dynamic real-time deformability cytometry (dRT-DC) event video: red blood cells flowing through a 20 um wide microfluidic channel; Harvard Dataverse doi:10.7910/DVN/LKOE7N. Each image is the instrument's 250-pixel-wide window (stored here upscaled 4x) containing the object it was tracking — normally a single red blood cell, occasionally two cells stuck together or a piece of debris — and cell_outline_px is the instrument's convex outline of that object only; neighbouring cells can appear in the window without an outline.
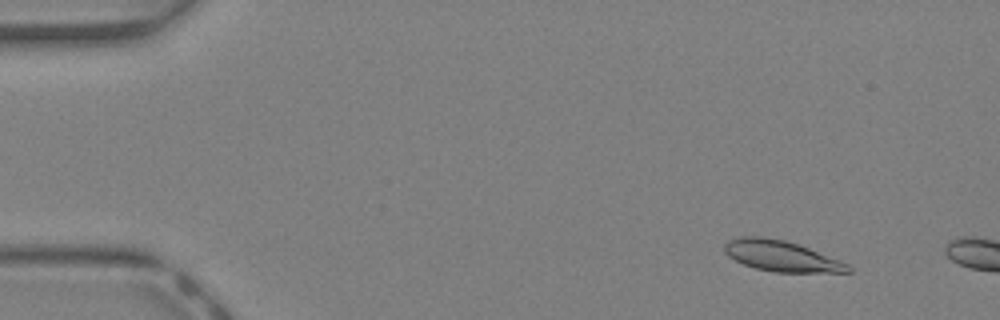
{"species": "Egyptian fruit bat (a non-hibernating species)", "species_latin": "Rousettus aegyptiacus", "temperature_condition": "warm", "stored_images_in_passage": 7, "camera_frame_rate_fps": 3000, "um_per_image_px": 0.085, "animal": {"sex": "female"}, "frame": {"image": 1, "passage_image": 4, "time_ms": 1.0, "image_size_px": [1000, 320], "cell_outline_px": [[852, 272], [772, 272], [756, 268], [744, 264], [728, 256], [724, 252], [724, 244], [728, 240], [740, 236], [760, 236], [784, 240], [808, 248], [840, 260], [848, 264], [852, 268]], "centroid_in_image_um": [66.39, 21.76], "position_along_channel_um": 18.6, "area_um2": 22.02}}